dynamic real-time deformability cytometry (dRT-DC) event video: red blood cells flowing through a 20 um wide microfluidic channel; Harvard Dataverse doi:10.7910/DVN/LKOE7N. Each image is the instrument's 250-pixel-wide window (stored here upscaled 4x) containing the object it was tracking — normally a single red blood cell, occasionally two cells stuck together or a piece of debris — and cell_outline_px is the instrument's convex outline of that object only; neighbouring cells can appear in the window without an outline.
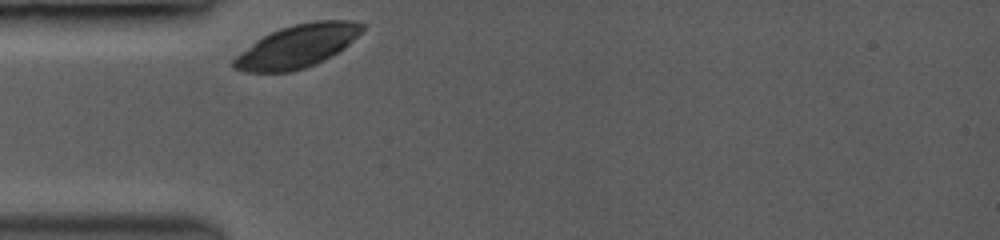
{"species": "common noctule bat (a hibernating species)", "species_latin": "Nyctalus noctula", "temperature_condition": "room temperature", "stored_images_in_passage": 34, "camera_frame_rate_fps": 3500, "um_per_image_px": 0.085, "animal": {"sex": "female", "body_mass_g": 19.0, "forearm_length_mm": 53.3}, "frame": {"image": 1, "passage_image": 1, "time_ms": 0.0, "image_size_px": [1000, 240], "cell_outline_px": [[364, 28], [344, 48], [324, 60], [304, 68], [288, 72], [244, 72], [232, 68], [232, 60], [240, 52], [256, 40], [280, 28], [296, 24], [316, 20], [352, 20], [364, 24]], "centroid_in_image_um": [25.24, 3.93], "position_along_channel_um": 59.8, "area_um2": 31.85}}
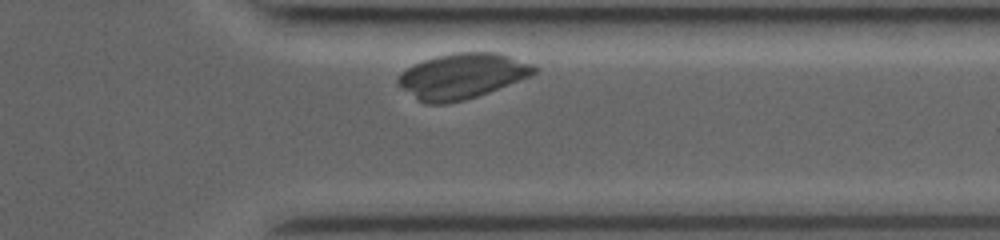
{"frame": {"image": 2, "passage_image": 31, "time_ms": 8.571, "image_size_px": [1000, 240], "cell_outline_px": [[536, 72], [528, 76], [488, 92], [464, 100], [448, 104], [424, 104], [416, 100], [396, 80], [408, 68], [424, 60], [436, 56], [452, 52], [500, 52], [528, 64], [536, 68]], "centroid_in_image_um": [39.24, 6.47], "position_along_channel_um": 372.2, "area_um2": 35.26}}